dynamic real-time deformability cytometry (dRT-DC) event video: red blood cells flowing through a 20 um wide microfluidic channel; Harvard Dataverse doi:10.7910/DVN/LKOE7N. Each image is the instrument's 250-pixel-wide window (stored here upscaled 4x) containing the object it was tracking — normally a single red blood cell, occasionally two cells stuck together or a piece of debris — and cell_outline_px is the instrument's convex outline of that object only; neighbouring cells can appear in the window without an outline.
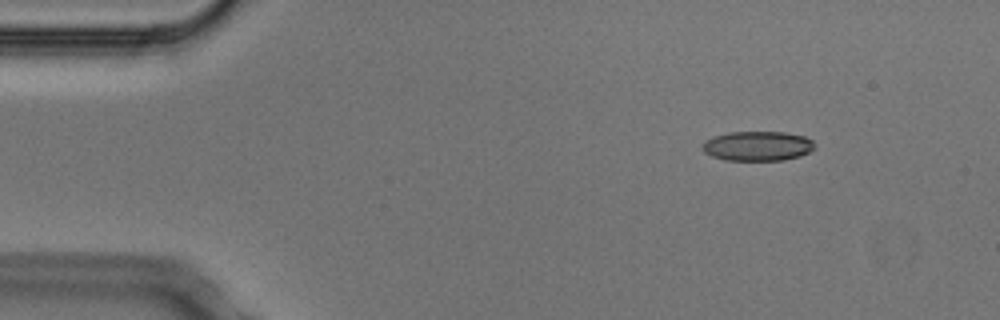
{"species": "Egyptian fruit bat (a non-hibernating species)", "species_latin": "Rousettus aegyptiacus", "temperature_condition": "cold", "stored_images_in_passage": 3, "camera_frame_rate_fps": 3000, "um_per_image_px": 0.085, "animal": {"sex": "male"}, "frame": {"image": 1, "passage_image": 1, "time_ms": 0.0, "image_size_px": [1000, 320], "cell_outline_px": [[816, 144], [808, 152], [800, 156], [784, 160], [724, 160], [712, 156], [704, 152], [700, 148], [704, 140], [712, 136], [728, 132], [784, 132], [804, 136], [812, 140]], "centroid_in_image_um": [64.34, 12.4], "position_along_channel_um": 20.7, "area_um2": 19.54}}